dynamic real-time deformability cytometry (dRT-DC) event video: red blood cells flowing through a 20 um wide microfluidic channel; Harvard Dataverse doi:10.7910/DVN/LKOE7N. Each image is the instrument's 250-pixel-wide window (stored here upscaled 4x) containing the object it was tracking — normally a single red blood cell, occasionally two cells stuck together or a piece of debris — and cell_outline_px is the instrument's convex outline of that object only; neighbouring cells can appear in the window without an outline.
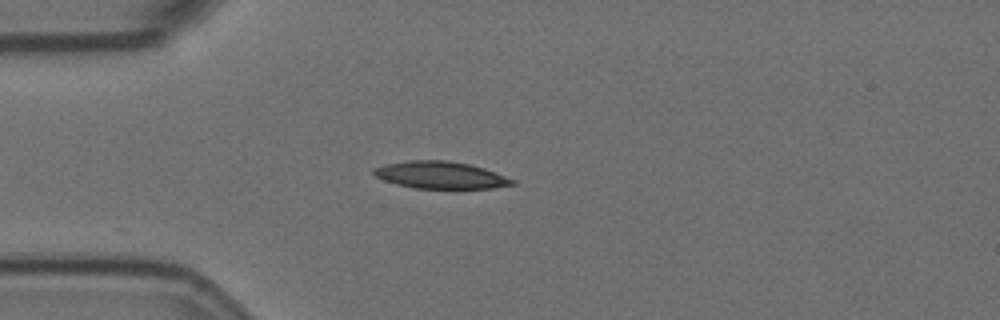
{"species": "Egyptian fruit bat (a non-hibernating species)", "species_latin": "Rousettus aegyptiacus", "temperature_condition": "room temperature", "stored_images_in_passage": 5, "camera_frame_rate_fps": 3000, "um_per_image_px": 0.085, "animal": {"sex": "female"}, "frame": {"image": 1, "passage_image": 5, "time_ms": 1.333, "image_size_px": [1000, 320], "cell_outline_px": [[516, 184], [492, 188], [416, 188], [396, 184], [384, 180], [376, 176], [372, 172], [372, 168], [384, 164], [408, 160], [448, 160], [468, 164], [484, 168], [496, 172], [516, 180]], "centroid_in_image_um": [37.44, 14.87], "position_along_channel_um": 47.6, "area_um2": 21.96}}